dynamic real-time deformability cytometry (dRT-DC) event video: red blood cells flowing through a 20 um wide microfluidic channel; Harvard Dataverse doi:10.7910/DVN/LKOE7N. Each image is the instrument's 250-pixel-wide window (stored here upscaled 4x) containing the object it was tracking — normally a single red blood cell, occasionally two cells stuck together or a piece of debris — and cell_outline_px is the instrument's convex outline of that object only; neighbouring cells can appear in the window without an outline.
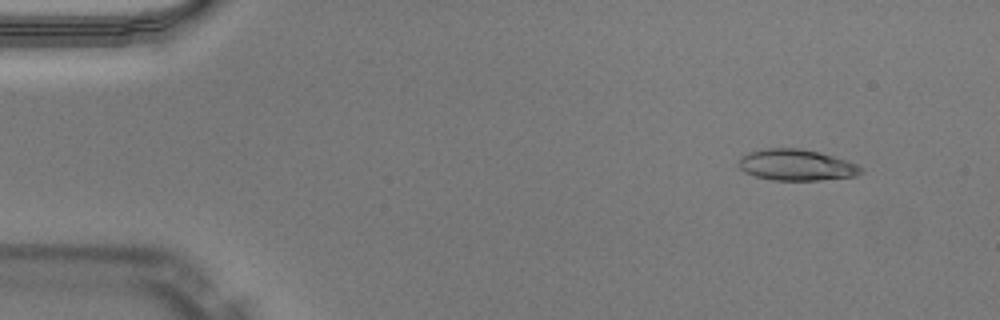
{"species": "Egyptian fruit bat (a non-hibernating species)", "species_latin": "Rousettus aegyptiacus", "temperature_condition": "warm", "stored_images_in_passage": 50, "camera_frame_rate_fps": 3000, "um_per_image_px": 0.085, "animal": {"sex": "male"}, "frame": {"image": 1, "passage_image": 5, "time_ms": 1.333, "image_size_px": [1000, 320], "cell_outline_px": [[864, 172], [856, 176], [820, 180], [772, 180], [756, 176], [744, 172], [736, 164], [748, 152], [764, 148], [800, 148], [820, 152], [848, 160], [864, 168]], "centroid_in_image_um": [67.73, 14.02], "position_along_channel_um": 17.3, "area_um2": 22.43}}
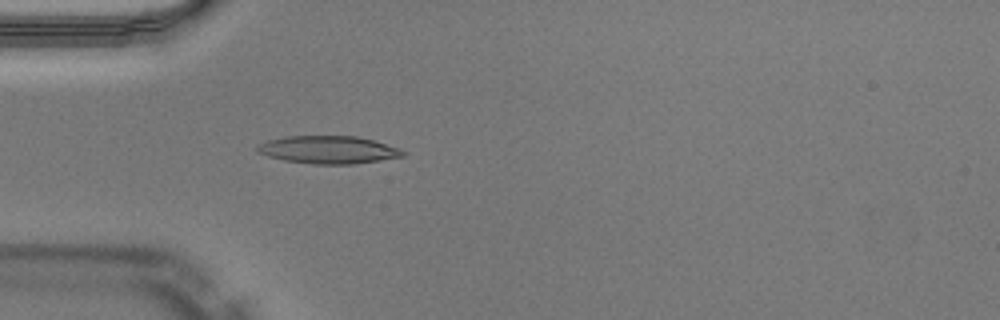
{"frame": {"image": 2, "passage_image": 15, "time_ms": 4.667, "image_size_px": [1000, 320], "cell_outline_px": [[408, 152], [404, 156], [380, 160], [352, 164], [316, 164], [284, 160], [268, 156], [256, 152], [256, 148], [260, 144], [268, 140], [288, 136], [356, 136], [372, 140], [400, 148]], "centroid_in_image_um": [27.93, 12.73], "position_along_channel_um": 57.1, "area_um2": 23.41}}
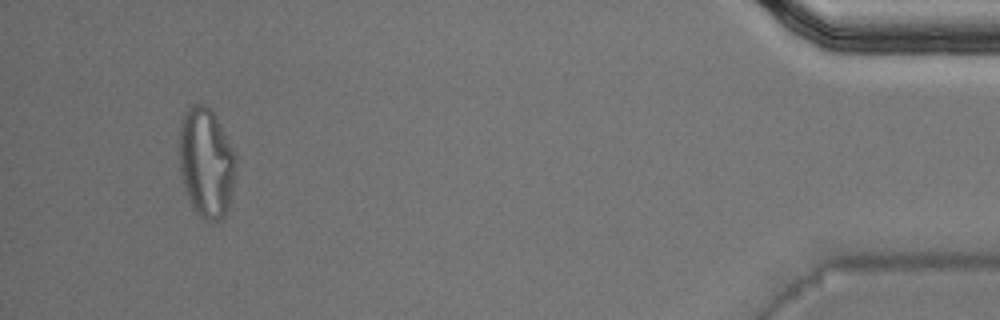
{"frame": {"image": 3, "passage_image": 47, "time_ms": 15.333, "image_size_px": [1000, 320], "cell_outline_px": [[236, 172], [228, 208], [224, 216], [220, 220], [208, 220], [200, 216], [192, 208], [184, 188], [180, 172], [176, 144], [180, 124], [184, 112], [188, 104], [204, 104], [212, 112], [220, 124], [236, 156]], "centroid_in_image_um": [17.48, 13.79], "position_along_channel_um": 417.7, "area_um2": 36.88}, "authors_computed_cell_mechanics": {"area_um2": 22.6287, "velocity_mm_per_s": 4.072, "shape_relaxation_time_tau1_ms": null, "shape_relaxation_time_tau2_ms": 1.8573, "deformation_change_tau1": null, "deformation_change_tau2": 0.1006}}